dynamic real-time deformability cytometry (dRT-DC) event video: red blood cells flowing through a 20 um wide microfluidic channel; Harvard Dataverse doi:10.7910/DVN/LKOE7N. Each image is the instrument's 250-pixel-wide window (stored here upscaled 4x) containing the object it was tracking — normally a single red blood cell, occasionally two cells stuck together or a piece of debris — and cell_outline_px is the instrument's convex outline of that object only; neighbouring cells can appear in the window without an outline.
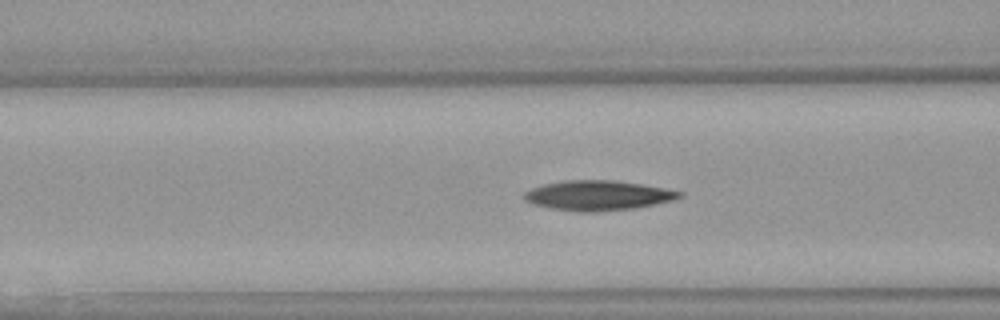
{"species": "Egyptian fruit bat (a non-hibernating species)", "species_latin": "Rousettus aegyptiacus", "temperature_condition": "warm", "stored_images_in_passage": 45, "camera_frame_rate_fps": 3000, "um_per_image_px": 0.085, "animal": {"sex": "female"}, "frame": {"image": 1, "passage_image": 19, "time_ms": 6.0, "image_size_px": [1000, 320], "cell_outline_px": [[684, 196], [676, 200], [656, 204], [632, 208], [596, 212], [576, 212], [548, 208], [532, 204], [524, 200], [520, 196], [524, 192], [532, 188], [544, 184], [564, 180], [612, 180], [644, 184], [684, 192]], "centroid_in_image_um": [50.81, 16.62], "position_along_channel_um": 115.8, "area_um2": 27.46}}
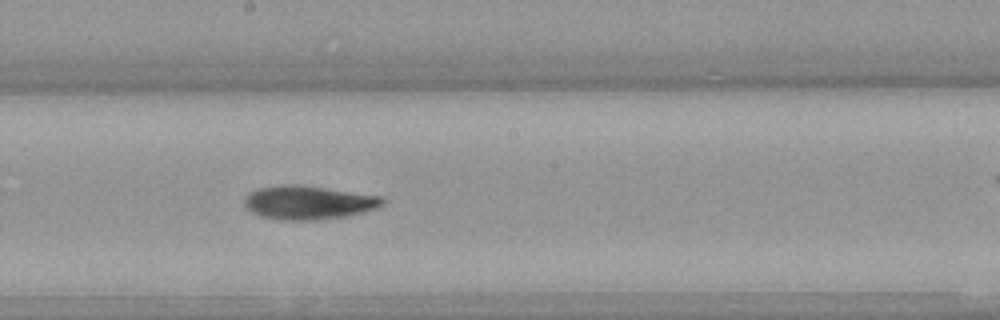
{"frame": {"image": 2, "passage_image": 27, "time_ms": 8.667, "image_size_px": [1000, 320], "cell_outline_px": [[388, 200], [380, 208], [364, 212], [344, 216], [316, 220], [280, 220], [260, 216], [252, 212], [244, 204], [244, 196], [248, 192], [256, 188], [284, 184], [292, 184], [324, 188], [384, 196]], "centroid_in_image_um": [26.24, 17.21], "position_along_channel_um": 222.0, "area_um2": 27.4}}
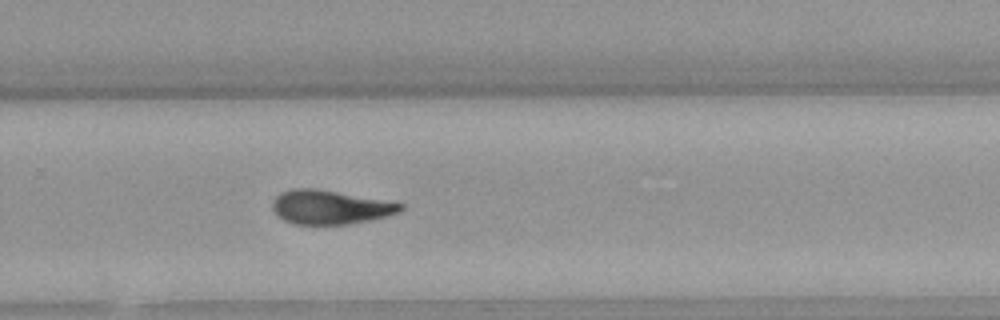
{"frame": {"image": 3, "passage_image": 33, "time_ms": 10.667, "image_size_px": [1000, 320], "cell_outline_px": [[404, 208], [400, 212], [388, 216], [372, 220], [348, 224], [292, 224], [276, 216], [272, 208], [272, 200], [280, 192], [292, 188], [316, 188], [404, 204]], "centroid_in_image_um": [28.02, 17.61], "position_along_channel_um": 301.8, "area_um2": 25.49}, "authors_computed_cell_mechanics": {"area_um2": 26.4146, "velocity_mm_per_s": 3.9984, "shape_relaxation_time_tau1_ms": 7.2666, "shape_relaxation_time_tau2_ms": null, "deformation_change_tau1": 0.2245, "deformation_change_tau2": null}}